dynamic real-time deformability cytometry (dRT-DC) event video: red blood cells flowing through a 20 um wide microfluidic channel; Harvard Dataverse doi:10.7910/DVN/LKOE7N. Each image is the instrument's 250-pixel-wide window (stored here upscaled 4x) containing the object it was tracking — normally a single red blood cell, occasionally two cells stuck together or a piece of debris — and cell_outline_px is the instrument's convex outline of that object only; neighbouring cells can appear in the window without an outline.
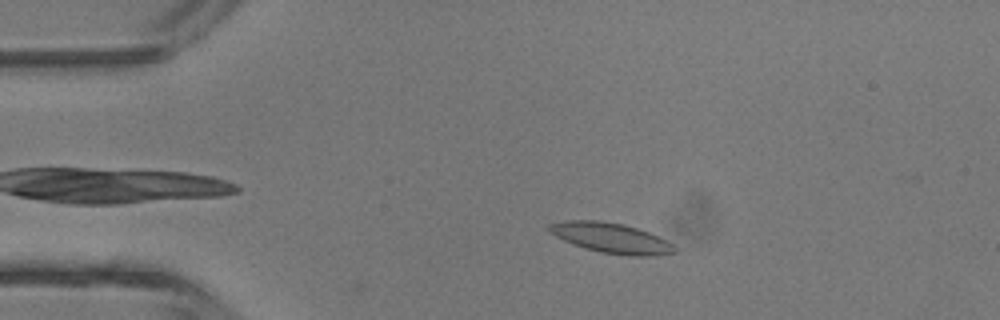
{"species": "common noctule bat (a hibernating species)", "species_latin": "Nyctalus noctula", "temperature_condition": "room temperature", "stored_images_in_passage": 3, "camera_frame_rate_fps": 3000, "um_per_image_px": 0.085, "animal": {"sex": "male", "body_mass_g": 13.3}, "frame": {"image": 1, "passage_image": 2, "time_ms": 1.0, "image_size_px": [1000, 320], "cell_outline_px": [[676, 252], [656, 256], [628, 256], [600, 252], [584, 248], [564, 240], [548, 232], [548, 224], [568, 220], [596, 220], [624, 224], [648, 232], [672, 244], [676, 248]], "centroid_in_image_um": [51.93, 20.23], "position_along_channel_um": 33.1, "area_um2": 21.91}}